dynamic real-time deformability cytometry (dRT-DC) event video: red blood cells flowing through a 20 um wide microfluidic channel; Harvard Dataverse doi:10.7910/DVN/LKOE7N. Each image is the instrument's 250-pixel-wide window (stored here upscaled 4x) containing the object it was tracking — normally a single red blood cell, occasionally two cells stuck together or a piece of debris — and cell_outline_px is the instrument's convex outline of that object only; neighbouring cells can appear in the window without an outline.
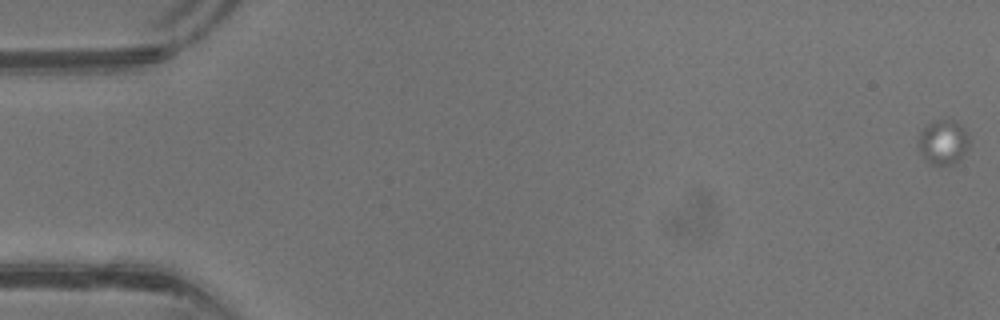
{"species": "common noctule bat (a hibernating species)", "species_latin": "Nyctalus noctula", "temperature_condition": "warm", "stored_images_in_passage": 7, "camera_frame_rate_fps": 3000, "um_per_image_px": 0.085, "animal": {"sex": "male", "body_mass_g": 13.3}, "frame": {"image": 1, "passage_image": 1, "time_ms": 0.0, "image_size_px": [1000, 320], "cell_outline_px": [[968, 148], [960, 160], [956, 164], [928, 164], [920, 152], [916, 140], [920, 132], [928, 124], [936, 120], [956, 120], [960, 124], [968, 140]], "centroid_in_image_um": [80.13, 12.1], "position_along_channel_um": 4.9, "area_um2": 13.24}}